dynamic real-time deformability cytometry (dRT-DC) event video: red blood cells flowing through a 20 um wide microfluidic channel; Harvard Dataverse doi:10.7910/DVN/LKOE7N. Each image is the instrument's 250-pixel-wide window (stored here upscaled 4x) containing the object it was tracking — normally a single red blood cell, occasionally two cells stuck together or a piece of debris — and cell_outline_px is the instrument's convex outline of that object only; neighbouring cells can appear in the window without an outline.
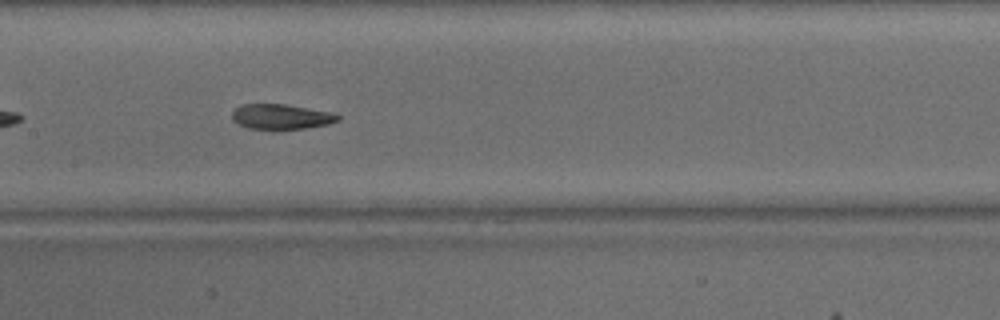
{"species": "common noctule bat (a hibernating species)", "species_latin": "Nyctalus noctula", "temperature_condition": "warm", "stored_images_in_passage": 36, "camera_frame_rate_fps": 3000, "um_per_image_px": 0.085, "animal": {"sex": "male", "body_mass_g": 15.6}, "frame": {"image": 1, "passage_image": 11, "time_ms": 3.333, "image_size_px": [1000, 320], "cell_outline_px": [[340, 120], [328, 124], [304, 128], [248, 128], [236, 124], [232, 120], [232, 112], [240, 104], [284, 104], [332, 112], [340, 116]], "centroid_in_image_um": [23.87, 9.9], "position_along_channel_um": 183.5, "area_um2": 15.32}, "authors_computed_cell_mechanics": {"area_um2": 16.9354, "velocity_mm_per_s": 4.0806, "shape_relaxation_time_tau1_ms": 6.5468, "shape_relaxation_time_tau2_ms": 2.054, "deformation_change_tau1": 0.2164, "deformation_change_tau2": 0.0844}}